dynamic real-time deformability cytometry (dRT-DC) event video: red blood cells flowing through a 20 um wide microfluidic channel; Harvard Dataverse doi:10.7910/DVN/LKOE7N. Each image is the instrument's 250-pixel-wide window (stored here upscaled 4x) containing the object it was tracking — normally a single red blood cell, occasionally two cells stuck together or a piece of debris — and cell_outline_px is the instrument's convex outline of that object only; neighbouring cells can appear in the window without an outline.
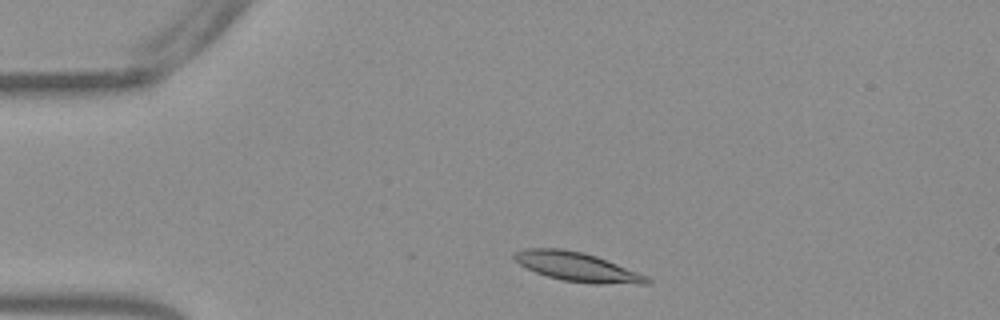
{"species": "Egyptian fruit bat (a non-hibernating species)", "species_latin": "Rousettus aegyptiacus", "temperature_condition": "warm", "stored_images_in_passage": 37, "camera_frame_rate_fps": 3000, "um_per_image_px": 0.085, "frame": {"image": 1, "passage_image": 1, "time_ms": 0.0, "image_size_px": [1000, 320], "cell_outline_px": [[652, 284], [592, 284], [560, 280], [536, 272], [520, 264], [512, 256], [516, 252], [524, 248], [560, 248], [584, 252], [596, 256], [648, 276], [652, 280]], "centroid_in_image_um": [49.1, 22.69], "position_along_channel_um": 35.9, "area_um2": 22.54}}
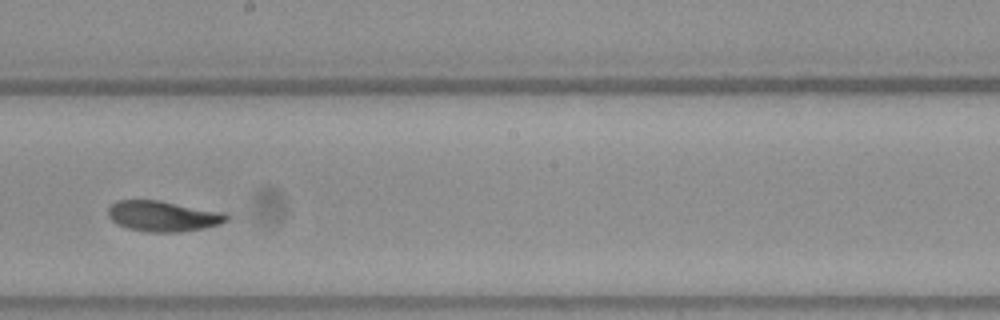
{"frame": {"image": 2, "passage_image": 20, "time_ms": 6.333, "image_size_px": [1000, 320], "cell_outline_px": [[228, 220], [220, 224], [204, 228], [180, 232], [144, 232], [128, 228], [116, 224], [108, 216], [108, 208], [116, 200], [160, 200], [228, 212]], "centroid_in_image_um": [13.89, 18.36], "position_along_channel_um": 234.3, "area_um2": 21.5}}
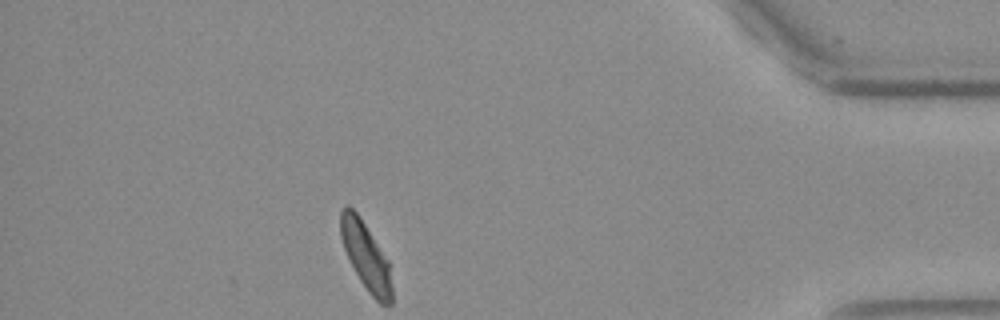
{"frame": {"image": 3, "passage_image": 37, "time_ms": 12.0, "image_size_px": [1000, 320], "cell_outline_px": [[392, 304], [380, 304], [368, 292], [360, 280], [344, 248], [340, 236], [340, 212], [344, 204], [348, 204], [356, 212], [388, 260], [392, 288]], "centroid_in_image_um": [31.09, 21.77], "position_along_channel_um": 404.1, "area_um2": 19.83}, "authors_computed_cell_mechanics": {"area_um2": 21.1548, "velocity_mm_per_s": 3.7861, "shape_relaxation_time_tau1_ms": 5.3295, "shape_relaxation_time_tau2_ms": 3.4031, "deformation_change_tau1": 0.144, "deformation_change_tau2": 0.0723}}